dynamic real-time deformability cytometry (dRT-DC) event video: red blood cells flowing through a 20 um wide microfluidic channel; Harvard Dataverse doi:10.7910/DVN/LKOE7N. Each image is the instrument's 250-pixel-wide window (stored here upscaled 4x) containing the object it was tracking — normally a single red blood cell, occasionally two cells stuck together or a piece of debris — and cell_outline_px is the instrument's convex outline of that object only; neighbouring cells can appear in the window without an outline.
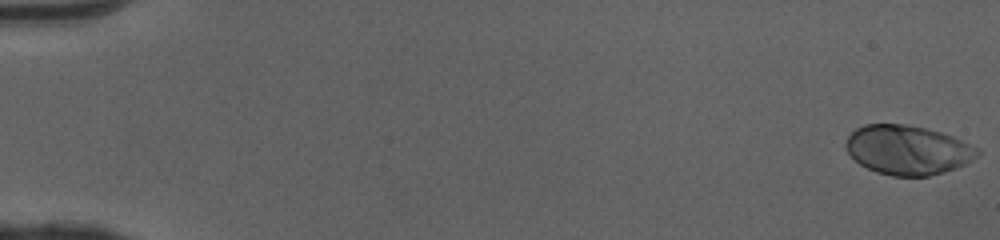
{"species": "human", "species_latin": "Homo sapiens", "temperature_condition": "cold", "stored_images_in_passage": 51, "camera_frame_rate_fps": 3000, "um_per_image_px": 0.085, "donor": {"sex": "female"}, "frame": {"image": 1, "passage_image": 1, "time_ms": 0.0, "image_size_px": [1000, 240], "cell_outline_px": [[980, 152], [972, 160], [956, 168], [944, 172], [928, 176], [892, 176], [876, 172], [860, 164], [844, 148], [844, 144], [848, 136], [856, 128], [864, 124], [904, 124], [924, 128], [940, 132], [952, 136], [980, 148]], "centroid_in_image_um": [77.14, 12.75], "position_along_channel_um": 7.9, "area_um2": 37.8}}
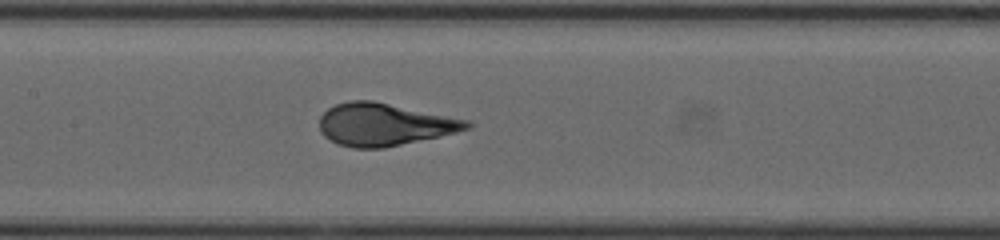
{"frame": {"image": 2, "passage_image": 26, "time_ms": 8.333, "image_size_px": [1000, 240], "cell_outline_px": [[472, 128], [440, 136], [384, 148], [352, 148], [340, 144], [324, 136], [320, 132], [320, 116], [328, 108], [336, 104], [352, 100], [372, 100], [472, 120]], "centroid_in_image_um": [32.7, 10.57], "position_along_channel_um": 174.7, "area_um2": 36.59}}
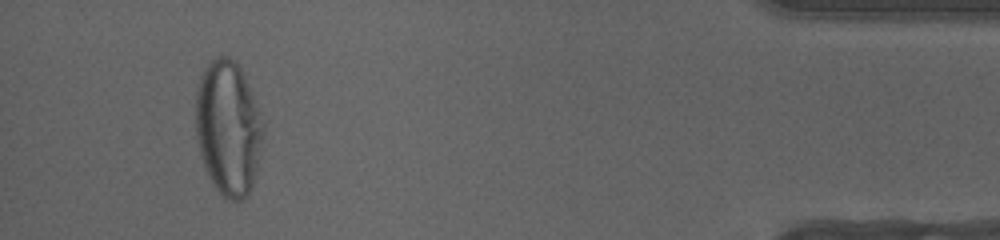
{"frame": {"image": 3, "passage_image": 48, "time_ms": 15.667, "image_size_px": [1000, 240], "cell_outline_px": [[264, 132], [260, 160], [252, 188], [248, 196], [244, 200], [228, 200], [216, 188], [208, 176], [204, 168], [200, 156], [196, 136], [196, 88], [200, 76], [204, 68], [216, 56], [228, 56], [240, 68], [248, 84], [264, 120]], "centroid_in_image_um": [19.41, 10.91], "position_along_channel_um": 415.8, "area_um2": 53.64}, "authors_computed_cell_mechanics": {"area_um2": 36.5296, "velocity_mm_per_s": 4.0857, "shape_relaxation_time_tau1_ms": 4.8364, "shape_relaxation_time_tau2_ms": null, "deformation_change_tau1": 0.2552, "deformation_change_tau2": null}}